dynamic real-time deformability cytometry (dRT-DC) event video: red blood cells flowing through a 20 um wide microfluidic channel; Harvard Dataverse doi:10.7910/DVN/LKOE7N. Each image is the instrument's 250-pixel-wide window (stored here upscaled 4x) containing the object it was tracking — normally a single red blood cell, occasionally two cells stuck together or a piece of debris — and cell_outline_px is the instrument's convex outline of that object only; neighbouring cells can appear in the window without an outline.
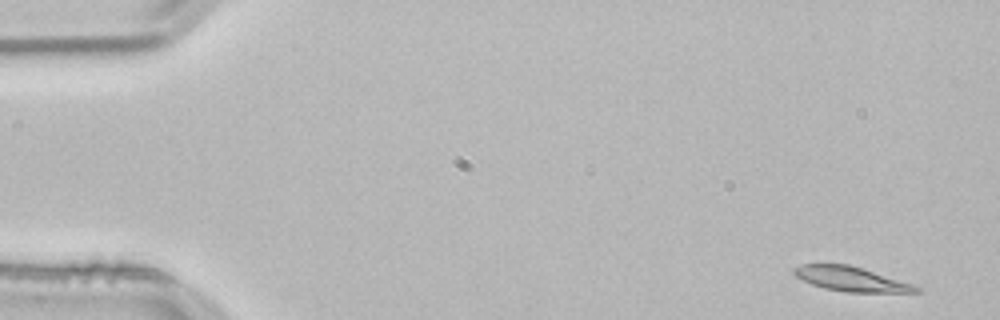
{"species": "common noctule bat (a hibernating species)", "species_latin": "Nyctalus noctula", "temperature_condition": "room temperature", "stored_images_in_passage": 14, "camera_frame_rate_fps": 3000, "um_per_image_px": 0.085, "animal": {"sex": "male", "body_mass_g": 21.5, "forearm_length_mm": 52.0}, "frame": {"image": 1, "passage_image": 1, "time_ms": 0.0, "image_size_px": [1000, 320], "cell_outline_px": [[920, 292], [844, 292], [824, 288], [812, 284], [796, 276], [792, 272], [792, 268], [800, 264], [848, 264], [916, 284], [920, 288]], "centroid_in_image_um": [72.36, 23.71], "position_along_channel_um": 12.6, "area_um2": 17.51}}